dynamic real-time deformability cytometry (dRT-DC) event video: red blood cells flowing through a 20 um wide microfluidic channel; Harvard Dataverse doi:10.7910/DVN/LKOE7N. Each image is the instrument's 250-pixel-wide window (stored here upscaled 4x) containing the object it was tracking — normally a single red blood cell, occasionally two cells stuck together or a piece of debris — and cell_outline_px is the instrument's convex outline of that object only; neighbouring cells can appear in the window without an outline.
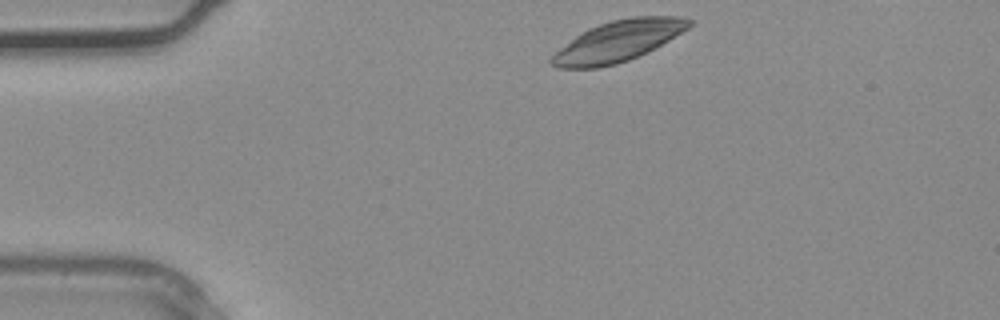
{"species": "common noctule bat (a hibernating species)", "species_latin": "Nyctalus noctula", "temperature_condition": "warm", "stored_images_in_passage": 30, "camera_frame_rate_fps": 3000, "um_per_image_px": 0.085, "animal": {"sex": "male", "body_mass_g": 20.4}, "frame": {"image": 1, "passage_image": 1, "time_ms": 0.0, "image_size_px": [1000, 320], "cell_outline_px": [[692, 24], [688, 28], [648, 52], [628, 60], [616, 64], [596, 68], [556, 68], [548, 60], [560, 48], [580, 32], [588, 28], [612, 20], [632, 16], [680, 16], [692, 20]], "centroid_in_image_um": [52.52, 3.5], "position_along_channel_um": 32.5, "area_um2": 32.6}}